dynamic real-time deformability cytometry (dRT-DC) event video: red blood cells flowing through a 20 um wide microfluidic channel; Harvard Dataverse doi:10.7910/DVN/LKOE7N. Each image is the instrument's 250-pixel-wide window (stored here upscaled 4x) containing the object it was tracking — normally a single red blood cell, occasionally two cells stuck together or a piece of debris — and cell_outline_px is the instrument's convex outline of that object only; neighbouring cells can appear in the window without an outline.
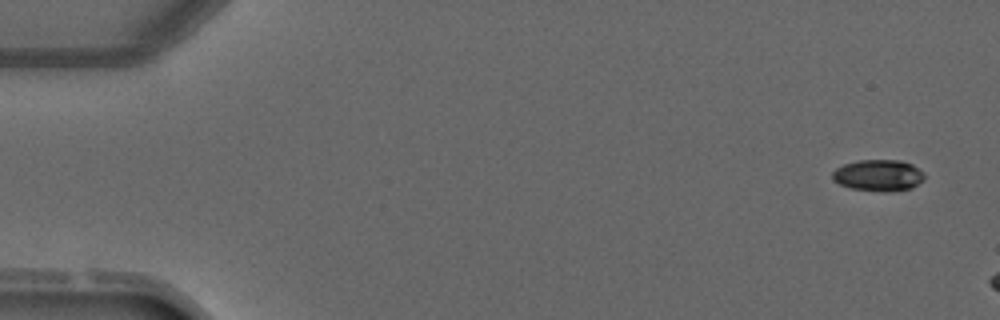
{"species": "common noctule bat (a hibernating species)", "species_latin": "Nyctalus noctula", "temperature_condition": "warm", "stored_images_in_passage": 5, "camera_frame_rate_fps": 3000, "um_per_image_px": 0.085, "animal": {"sex": "male", "forearm_length_mm": 52.5}, "frame": {"image": 1, "passage_image": 1, "time_ms": 0.0, "image_size_px": [1000, 320], "cell_outline_px": [[924, 180], [912, 188], [892, 192], [884, 192], [852, 188], [840, 184], [832, 180], [832, 172], [836, 168], [844, 164], [860, 160], [900, 160], [912, 164], [924, 172]], "centroid_in_image_um": [74.69, 14.91], "position_along_channel_um": 10.3, "area_um2": 16.99}}
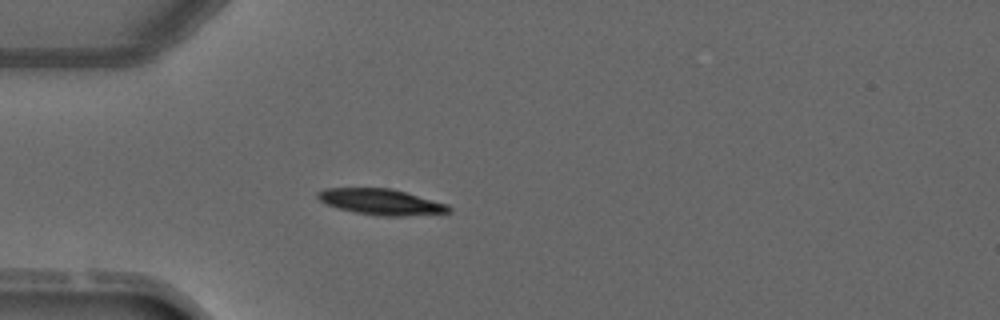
{"frame": {"image": 2, "passage_image": 5, "time_ms": 5.667, "image_size_px": [1000, 320], "cell_outline_px": [[452, 212], [404, 216], [384, 216], [356, 212], [340, 208], [328, 204], [320, 200], [316, 196], [316, 192], [324, 188], [392, 188], [448, 204], [452, 208]], "centroid_in_image_um": [32.42, 17.15], "position_along_channel_um": 52.6, "area_um2": 19.65}}